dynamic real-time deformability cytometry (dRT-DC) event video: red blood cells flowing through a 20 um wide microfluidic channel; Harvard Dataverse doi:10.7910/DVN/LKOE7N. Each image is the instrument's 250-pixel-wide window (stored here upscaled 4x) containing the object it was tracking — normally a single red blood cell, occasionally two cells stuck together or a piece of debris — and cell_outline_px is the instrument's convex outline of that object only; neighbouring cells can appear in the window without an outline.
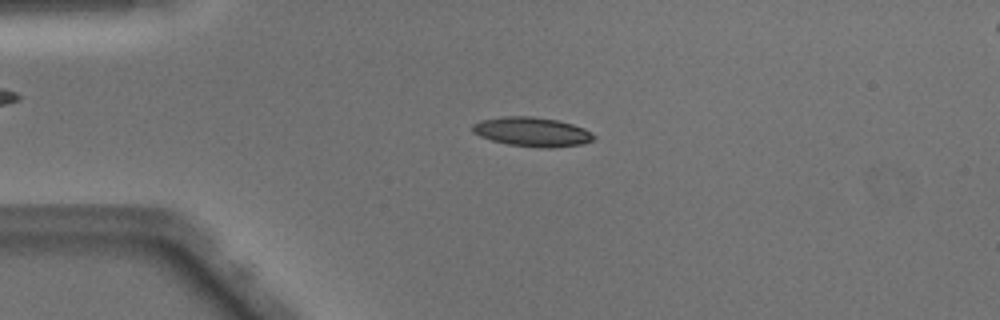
{"species": "Egyptian fruit bat (a non-hibernating species)", "species_latin": "Rousettus aegyptiacus", "temperature_condition": "warm", "stored_images_in_passage": 48, "camera_frame_rate_fps": 3000, "um_per_image_px": 0.085, "animal": {"sex": "male"}, "frame": {"image": 1, "passage_image": 11, "time_ms": 3.333, "image_size_px": [1000, 320], "cell_outline_px": [[596, 136], [592, 140], [584, 144], [552, 148], [540, 148], [508, 144], [492, 140], [480, 136], [472, 132], [472, 124], [480, 120], [504, 116], [532, 116], [556, 120], [572, 124], [584, 128]], "centroid_in_image_um": [45.22, 11.21], "position_along_channel_um": 39.8, "area_um2": 20.75}}
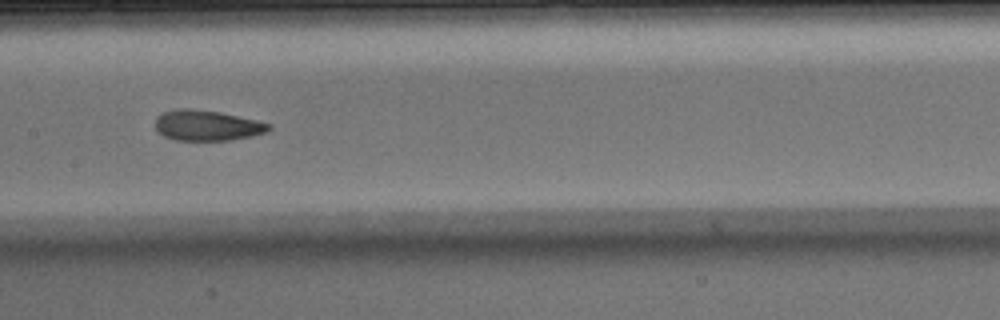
{"frame": {"image": 2, "passage_image": 24, "time_ms": 7.667, "image_size_px": [1000, 320], "cell_outline_px": [[272, 128], [268, 132], [252, 136], [228, 140], [176, 140], [164, 136], [156, 128], [156, 116], [164, 112], [180, 108], [188, 108], [220, 112], [256, 120], [272, 124]], "centroid_in_image_um": [17.63, 10.66], "position_along_channel_um": 189.8, "area_um2": 20.11}}
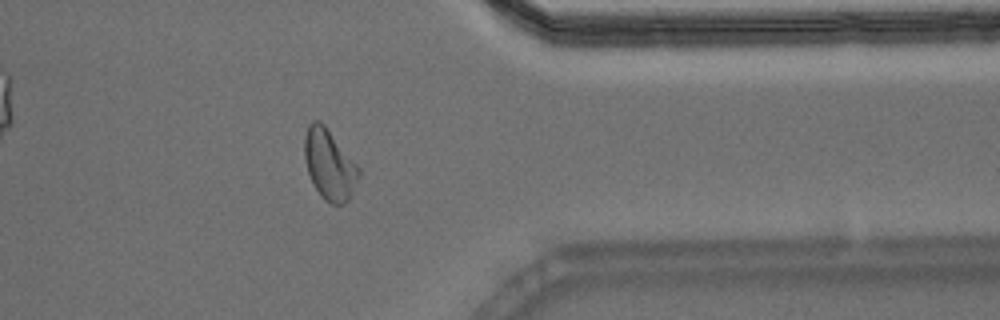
{"frame": {"image": 3, "passage_image": 39, "time_ms": 12.667, "image_size_px": [1000, 320], "cell_outline_px": [[360, 176], [348, 200], [344, 204], [332, 204], [324, 200], [320, 196], [308, 172], [304, 156], [304, 136], [308, 124], [312, 120], [320, 120], [324, 124], [360, 168]], "centroid_in_image_um": [27.99, 13.97], "position_along_channel_um": 383.4, "area_um2": 22.2}, "authors_computed_cell_mechanics": {"area_um2": 20.3745, "velocity_mm_per_s": 4.0939, "shape_relaxation_time_tau1_ms": 6.3374, "shape_relaxation_time_tau2_ms": 1.2183, "deformation_change_tau1": 0.2308, "deformation_change_tau2": 0.0786}}